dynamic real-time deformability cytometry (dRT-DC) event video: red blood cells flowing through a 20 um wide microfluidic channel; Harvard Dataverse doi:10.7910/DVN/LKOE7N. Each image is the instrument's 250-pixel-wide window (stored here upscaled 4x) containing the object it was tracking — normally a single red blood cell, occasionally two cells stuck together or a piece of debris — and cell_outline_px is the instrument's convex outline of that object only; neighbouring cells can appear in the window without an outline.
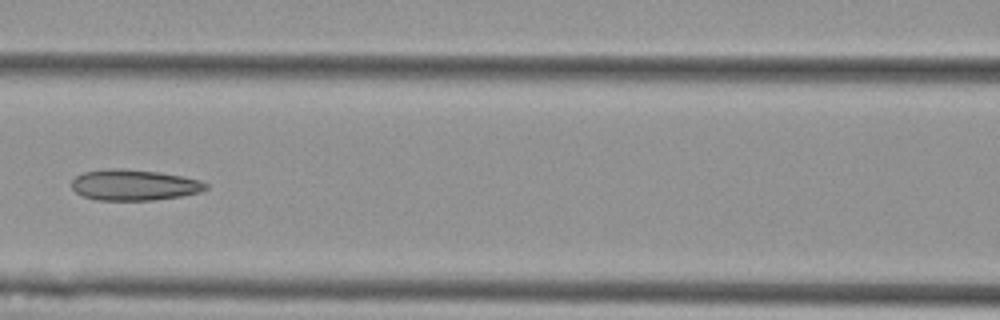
{"species": "Egyptian fruit bat (a non-hibernating species)", "species_latin": "Rousettus aegyptiacus", "temperature_condition": "cold", "stored_images_in_passage": 8, "camera_frame_rate_fps": 3000, "um_per_image_px": 0.085, "animal": {"sex": "female"}, "frame": {"image": 1, "passage_image": 6, "time_ms": 1.667, "image_size_px": [1000, 320], "cell_outline_px": [[208, 188], [200, 192], [180, 196], [152, 200], [96, 200], [84, 196], [76, 192], [72, 188], [72, 180], [76, 176], [84, 172], [108, 168], [116, 168], [160, 172], [200, 180], [208, 184]], "centroid_in_image_um": [11.39, 15.72], "position_along_channel_um": 155.2, "area_um2": 24.04}}
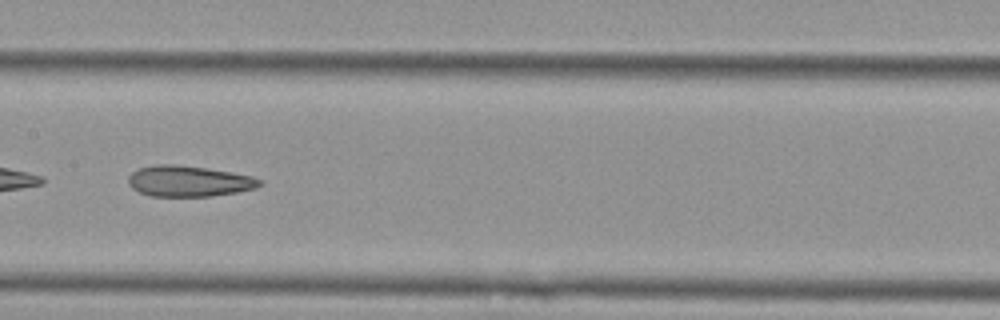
{"frame": {"image": 2, "passage_image": 7, "time_ms": 2.0, "image_size_px": [1000, 320], "cell_outline_px": [[264, 184], [256, 188], [236, 192], [208, 196], [152, 196], [140, 192], [132, 188], [128, 184], [128, 176], [132, 172], [140, 168], [156, 164], [176, 164], [204, 168], [252, 176], [260, 180]], "centroid_in_image_um": [16.02, 15.4], "position_along_channel_um": 191.4, "area_um2": 23.41}}
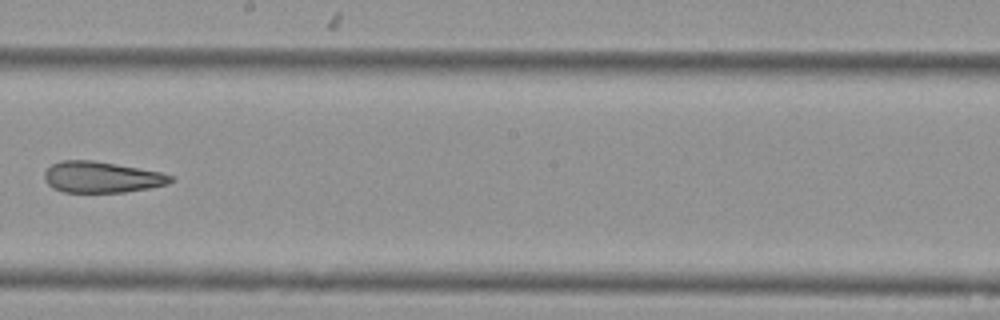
{"frame": {"image": 3, "passage_image": 8, "time_ms": 2.333, "image_size_px": [1000, 320], "cell_outline_px": [[172, 180], [168, 184], [148, 188], [124, 192], [64, 192], [52, 188], [44, 180], [44, 172], [52, 164], [60, 160], [92, 160], [116, 164], [160, 172], [172, 176]], "centroid_in_image_um": [8.59, 15.05], "position_along_channel_um": 239.6, "area_um2": 22.77}}